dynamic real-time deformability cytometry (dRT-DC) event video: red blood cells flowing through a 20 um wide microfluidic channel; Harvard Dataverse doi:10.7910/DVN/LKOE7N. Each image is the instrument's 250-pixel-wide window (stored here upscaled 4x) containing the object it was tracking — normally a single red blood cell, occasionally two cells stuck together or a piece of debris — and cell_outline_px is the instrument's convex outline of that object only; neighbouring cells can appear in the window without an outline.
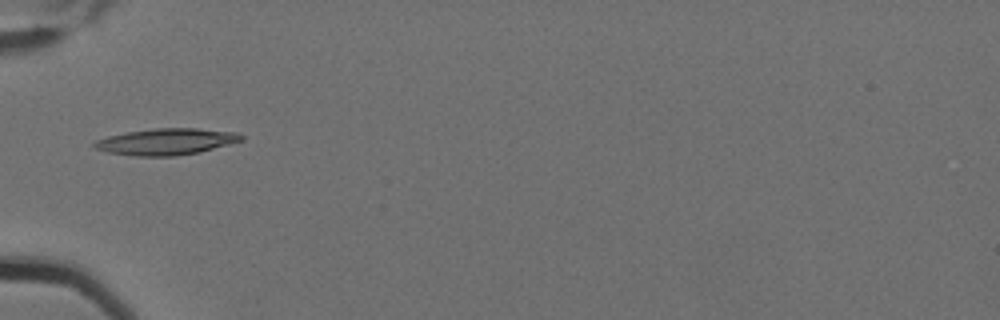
{"species": "Egyptian fruit bat (a non-hibernating species)", "species_latin": "Rousettus aegyptiacus", "temperature_condition": "cold", "stored_images_in_passage": 4, "camera_frame_rate_fps": 3000, "um_per_image_px": 0.085, "animal": {"sex": "female"}, "frame": {"image": 1, "passage_image": 3, "time_ms": 0.667, "image_size_px": [1000, 320], "cell_outline_px": [[244, 140], [200, 152], [172, 156], [136, 156], [108, 152], [96, 148], [92, 144], [96, 140], [108, 136], [128, 132], [156, 128], [196, 128], [236, 132], [244, 136]], "centroid_in_image_um": [14.16, 12.04], "position_along_channel_um": 70.8, "area_um2": 22.48}}
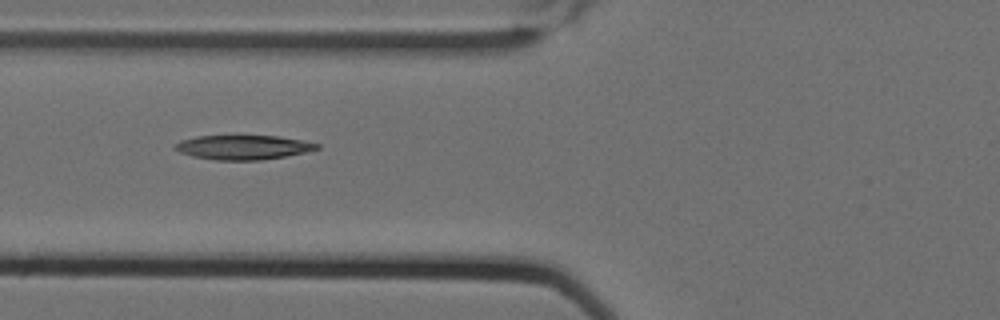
{"frame": {"image": 2, "passage_image": 4, "time_ms": 1.0, "image_size_px": [1000, 320], "cell_outline_px": [[320, 148], [304, 152], [284, 156], [260, 160], [216, 160], [192, 156], [180, 152], [172, 148], [172, 144], [180, 140], [196, 136], [236, 132], [240, 132], [280, 136], [304, 140], [320, 144]], "centroid_in_image_um": [20.6, 12.45], "position_along_channel_um": 105.2, "area_um2": 21.5}}